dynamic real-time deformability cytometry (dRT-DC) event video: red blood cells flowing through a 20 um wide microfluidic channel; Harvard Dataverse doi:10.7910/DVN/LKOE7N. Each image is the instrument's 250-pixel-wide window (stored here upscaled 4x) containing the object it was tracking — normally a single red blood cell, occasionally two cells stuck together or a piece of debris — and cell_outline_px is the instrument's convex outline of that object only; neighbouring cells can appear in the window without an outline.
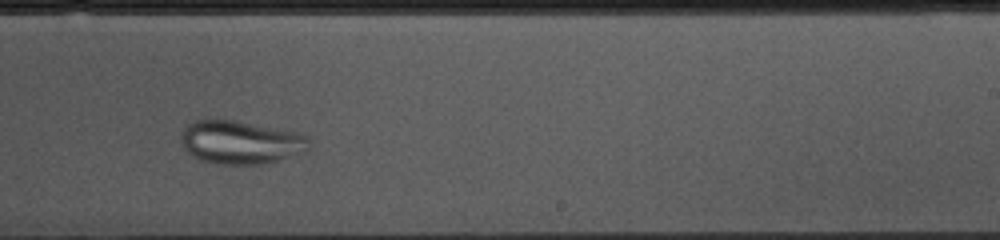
{"species": "common noctule bat (a hibernating species)", "species_latin": "Nyctalus noctula", "temperature_condition": "cold", "stored_images_in_passage": 39, "camera_frame_rate_fps": 3000, "um_per_image_px": 0.085, "animal": {"sex": "female", "body_mass_g": 10.0, "forearm_length_mm": 53.1}, "frame": {"image": 1, "passage_image": 28, "time_ms": 9.0, "image_size_px": [1000, 240], "cell_outline_px": [[308, 152], [280, 160], [264, 164], [216, 164], [200, 160], [192, 156], [184, 148], [180, 140], [180, 136], [184, 128], [192, 120], [212, 116], [236, 120], [300, 132], [308, 136]], "centroid_in_image_um": [20.43, 12.06], "position_along_channel_um": 268.6, "area_um2": 33.47}}